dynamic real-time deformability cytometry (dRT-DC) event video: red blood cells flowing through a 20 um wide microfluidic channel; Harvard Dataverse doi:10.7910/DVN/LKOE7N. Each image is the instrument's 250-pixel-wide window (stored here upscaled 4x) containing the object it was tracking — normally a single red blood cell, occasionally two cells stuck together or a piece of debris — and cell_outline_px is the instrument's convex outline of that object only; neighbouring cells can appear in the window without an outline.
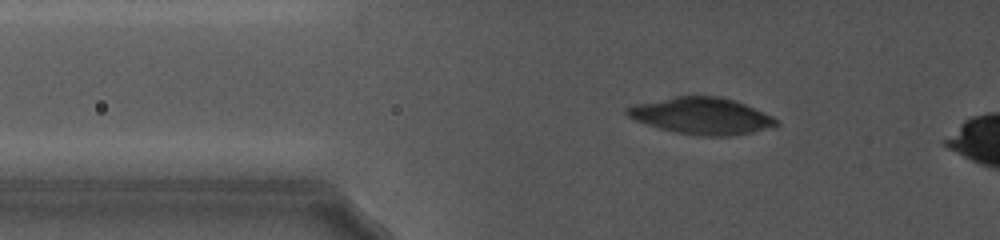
{"species": "common noctule bat (a hibernating species)", "species_latin": "Nyctalus noctula", "temperature_condition": "cold", "stored_images_in_passage": 28, "camera_frame_rate_fps": 5000, "um_per_image_px": 0.085, "animal": {"sex": "female", "body_mass_g": 19.0, "forearm_length_mm": 56.7}, "frame": {"image": 1, "passage_image": 24, "time_ms": 5.6, "image_size_px": [1000, 240], "cell_outline_px": [[780, 124], [748, 132], [728, 136], [708, 136], [680, 132], [660, 128], [636, 120], [628, 116], [624, 112], [624, 108], [636, 104], [676, 96], [720, 96], [744, 104], [772, 116], [780, 120]], "centroid_in_image_um": [59.62, 9.83], "position_along_channel_um": 66.2, "area_um2": 31.1}}